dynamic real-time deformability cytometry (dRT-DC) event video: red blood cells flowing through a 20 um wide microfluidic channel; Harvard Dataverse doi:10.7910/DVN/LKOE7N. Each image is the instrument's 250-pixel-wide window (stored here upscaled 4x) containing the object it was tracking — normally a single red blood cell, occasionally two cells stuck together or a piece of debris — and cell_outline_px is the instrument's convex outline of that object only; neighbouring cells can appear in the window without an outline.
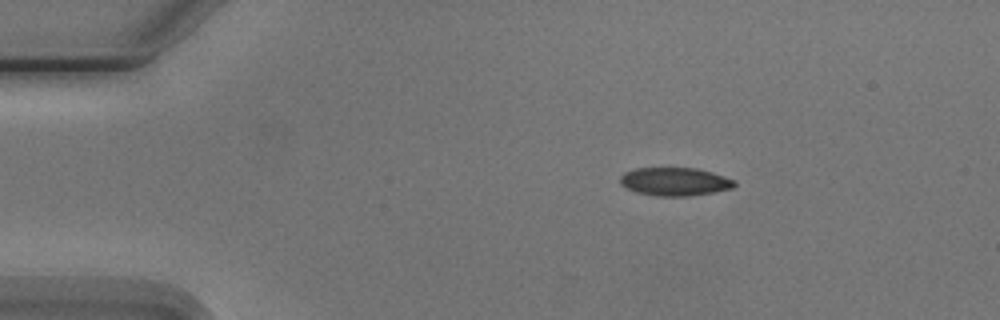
{"species": "Egyptian fruit bat (a non-hibernating species)", "species_latin": "Rousettus aegyptiacus", "temperature_condition": "cold", "stored_images_in_passage": 3, "camera_frame_rate_fps": 3000, "um_per_image_px": 0.085, "animal": {"sex": "male"}, "frame": {"image": 1, "passage_image": 1, "time_ms": 0.0, "image_size_px": [1000, 320], "cell_outline_px": [[736, 184], [732, 188], [712, 192], [688, 196], [656, 196], [636, 192], [620, 184], [620, 176], [624, 172], [636, 168], [696, 168], [712, 172], [736, 180]], "centroid_in_image_um": [57.35, 15.43], "position_along_channel_um": 27.6, "area_um2": 18.79}}
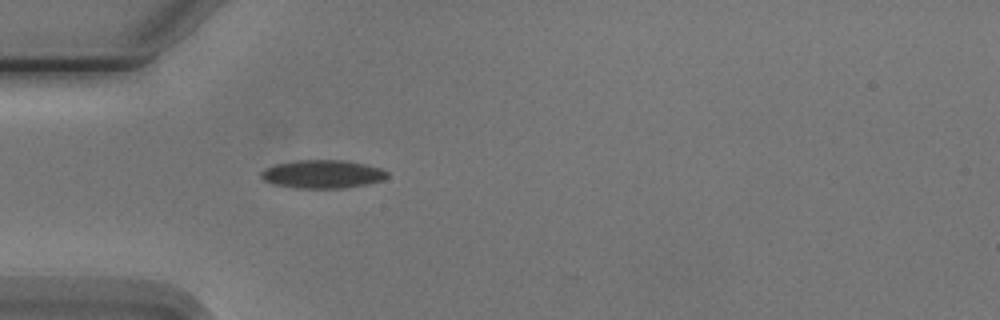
{"frame": {"image": 2, "passage_image": 3, "time_ms": 2.333, "image_size_px": [1000, 320], "cell_outline_px": [[388, 176], [380, 180], [364, 184], [344, 188], [296, 188], [276, 184], [264, 180], [260, 176], [260, 172], [264, 168], [276, 164], [296, 160], [344, 160], [364, 164], [380, 168], [388, 172]], "centroid_in_image_um": [27.37, 14.79], "position_along_channel_um": 57.6, "area_um2": 20.58}}